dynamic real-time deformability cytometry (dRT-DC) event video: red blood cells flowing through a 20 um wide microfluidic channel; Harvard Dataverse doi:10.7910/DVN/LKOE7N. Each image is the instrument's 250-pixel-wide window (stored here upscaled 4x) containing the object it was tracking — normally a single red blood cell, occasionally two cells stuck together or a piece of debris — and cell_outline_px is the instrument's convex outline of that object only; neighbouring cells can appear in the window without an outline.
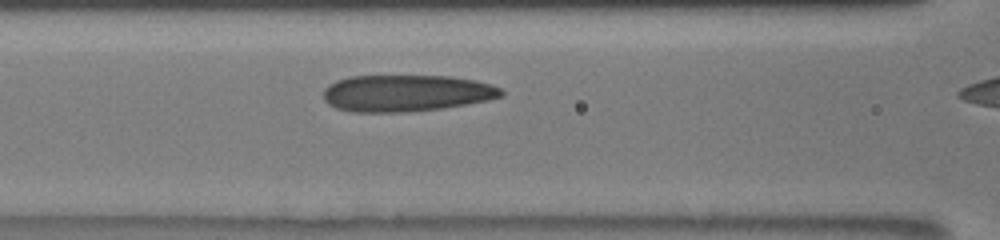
{"species": "human", "species_latin": "Homo sapiens", "temperature_condition": "room temperature", "stored_images_in_passage": 31, "camera_frame_rate_fps": 3000, "um_per_image_px": 0.085, "donor": {"sex": "male"}, "frame": {"image": 1, "passage_image": 15, "time_ms": 2.667, "image_size_px": [1000, 240], "cell_outline_px": [[504, 96], [488, 100], [440, 108], [404, 112], [352, 112], [336, 108], [328, 104], [324, 100], [324, 88], [328, 84], [336, 80], [348, 76], [448, 76], [476, 80], [492, 84], [500, 88], [504, 92]], "centroid_in_image_um": [34.51, 7.91], "position_along_channel_um": 132.1, "area_um2": 38.15}}